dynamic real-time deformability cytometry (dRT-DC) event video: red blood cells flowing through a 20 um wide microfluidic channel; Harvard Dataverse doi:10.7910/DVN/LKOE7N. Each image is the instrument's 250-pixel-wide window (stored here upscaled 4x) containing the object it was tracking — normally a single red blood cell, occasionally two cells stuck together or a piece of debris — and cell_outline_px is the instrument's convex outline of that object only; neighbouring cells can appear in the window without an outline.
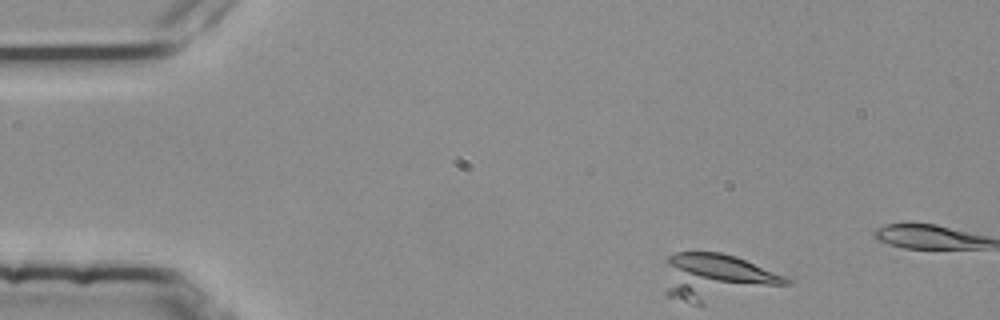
{"species": "common noctule bat (a hibernating species)", "species_latin": "Nyctalus noctula", "temperature_condition": "room temperature", "stored_images_in_passage": 2, "camera_frame_rate_fps": 3000, "um_per_image_px": 0.085, "animal": {"sex": "female", "body_mass_g": 25.1}, "frame": {"image": 1, "passage_image": 1, "time_ms": 0.0, "image_size_px": [1000, 320], "cell_outline_px": [[792, 284], [704, 304], [692, 304], [664, 296], [664, 260], [668, 256], [676, 252], [720, 252], [736, 256], [784, 276], [792, 280]], "centroid_in_image_um": [60.8, 23.57], "position_along_channel_um": 24.2, "area_um2": 34.04}}